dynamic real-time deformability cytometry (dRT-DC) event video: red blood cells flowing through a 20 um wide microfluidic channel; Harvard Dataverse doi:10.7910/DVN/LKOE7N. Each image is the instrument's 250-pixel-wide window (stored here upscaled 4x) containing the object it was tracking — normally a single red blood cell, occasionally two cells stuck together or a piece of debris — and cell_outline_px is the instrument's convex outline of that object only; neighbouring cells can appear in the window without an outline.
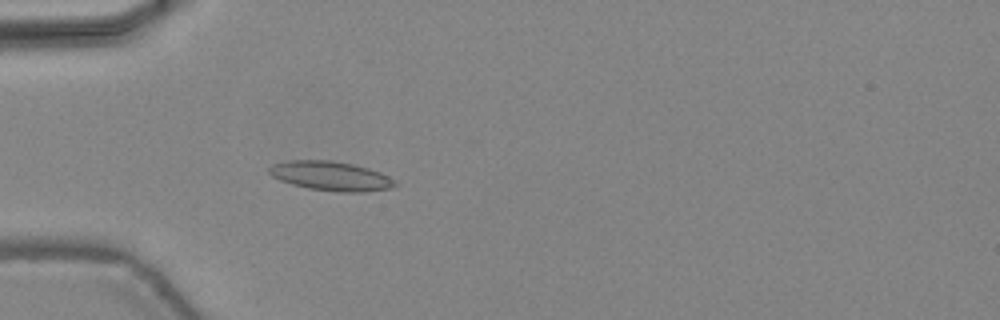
{"species": "common noctule bat (a hibernating species)", "species_latin": "Nyctalus noctula", "temperature_condition": "warm", "stored_images_in_passage": 46, "camera_frame_rate_fps": 3000, "um_per_image_px": 0.085, "animal": {"sex": "female", "body_mass_g": 24.6, "forearm_length_mm": 56.2}, "frame": {"image": 1, "passage_image": 14, "time_ms": 4.333, "image_size_px": [1000, 320], "cell_outline_px": [[396, 184], [392, 188], [364, 192], [336, 192], [308, 188], [292, 184], [280, 180], [272, 176], [268, 172], [268, 168], [272, 164], [288, 160], [332, 160], [352, 164], [368, 168], [380, 172], [396, 180]], "centroid_in_image_um": [28.12, 14.96], "position_along_channel_um": 56.9, "area_um2": 21.62}}
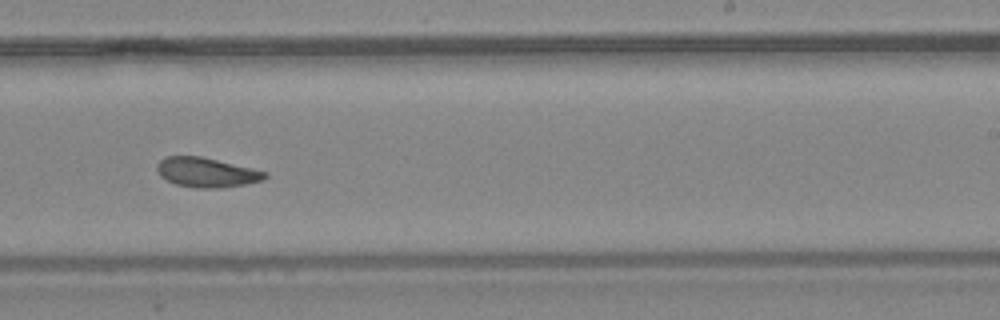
{"frame": {"image": 2, "passage_image": 29, "time_ms": 9.333, "image_size_px": [1000, 320], "cell_outline_px": [[268, 176], [264, 180], [244, 184], [220, 188], [196, 188], [176, 184], [160, 176], [156, 168], [156, 164], [164, 156], [200, 156], [252, 168], [268, 172]], "centroid_in_image_um": [17.55, 14.65], "position_along_channel_um": 271.5, "area_um2": 18.61}}
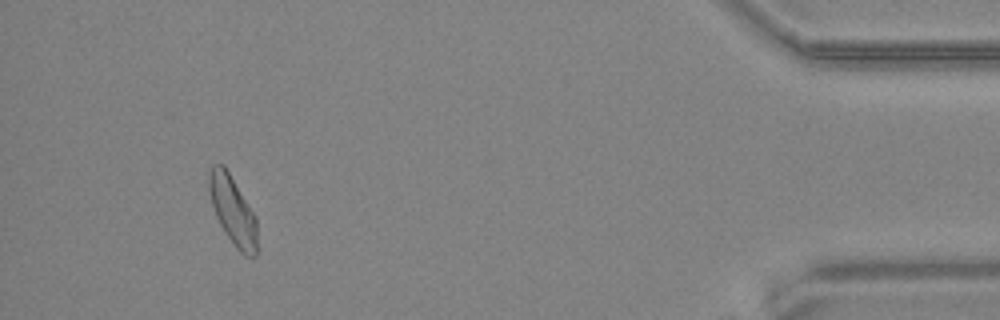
{"frame": {"image": 3, "passage_image": 43, "time_ms": 14.0, "image_size_px": [1000, 320], "cell_outline_px": [[256, 256], [244, 256], [232, 244], [220, 224], [216, 216], [212, 204], [208, 188], [208, 176], [212, 168], [216, 164], [224, 164], [256, 216]], "centroid_in_image_um": [19.78, 17.9], "position_along_channel_um": 415.4, "area_um2": 19.07}, "authors_computed_cell_mechanics": {"area_um2": 19.2474, "velocity_mm_per_s": 4.4503, "shape_relaxation_time_tau1_ms": null, "shape_relaxation_time_tau2_ms": 4.2912, "deformation_change_tau1": null, "deformation_change_tau2": 0.1195}}